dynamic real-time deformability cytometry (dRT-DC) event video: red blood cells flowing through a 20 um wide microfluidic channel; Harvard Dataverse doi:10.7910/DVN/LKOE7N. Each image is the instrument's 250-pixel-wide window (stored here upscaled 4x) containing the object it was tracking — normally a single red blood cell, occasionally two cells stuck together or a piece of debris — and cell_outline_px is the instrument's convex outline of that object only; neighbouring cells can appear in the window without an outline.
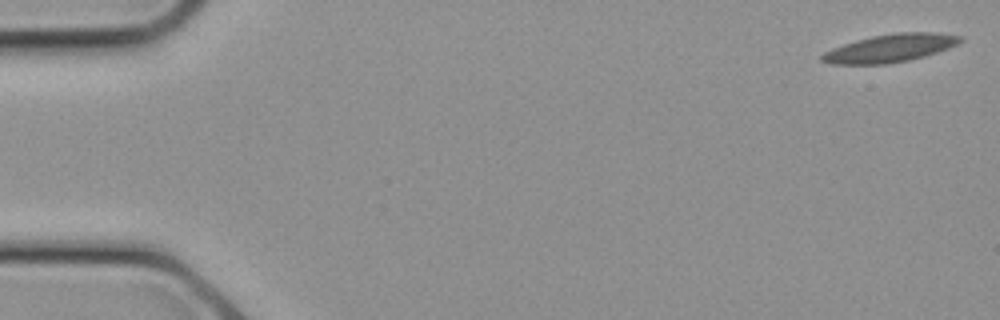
{"species": "common noctule bat (a hibernating species)", "species_latin": "Nyctalus noctula", "temperature_condition": "cold", "stored_images_in_passage": 10, "camera_frame_rate_fps": 3000, "um_per_image_px": 0.085, "animal": {"sex": "female", "body_mass_g": 21.9}, "frame": {"image": 1, "passage_image": 1, "time_ms": 0.0, "image_size_px": [1000, 320], "cell_outline_px": [[964, 40], [948, 48], [924, 56], [908, 60], [888, 64], [828, 64], [820, 60], [820, 56], [824, 52], [832, 48], [856, 40], [872, 36], [892, 32], [932, 32], [964, 36]], "centroid_in_image_um": [75.65, 4.09], "position_along_channel_um": 9.4, "area_um2": 22.6}}
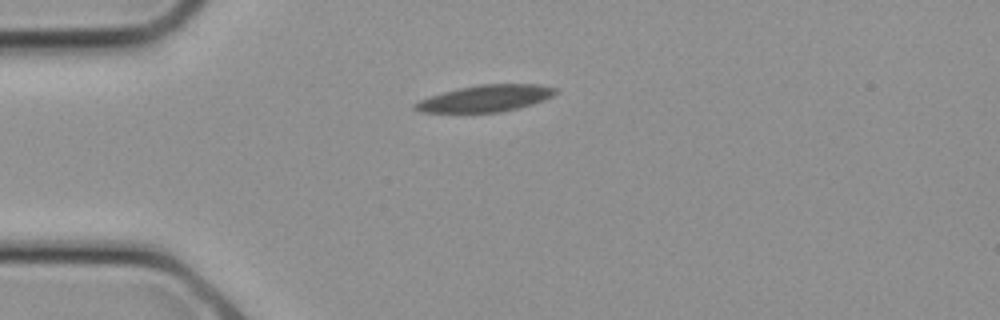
{"frame": {"image": 2, "passage_image": 7, "time_ms": 2.0, "image_size_px": [1000, 320], "cell_outline_px": [[556, 92], [552, 96], [544, 100], [532, 104], [500, 112], [420, 112], [412, 108], [412, 104], [420, 100], [444, 92], [460, 88], [480, 84], [540, 84], [556, 88]], "centroid_in_image_um": [41.27, 8.36], "position_along_channel_um": 43.7, "area_um2": 21.56}}
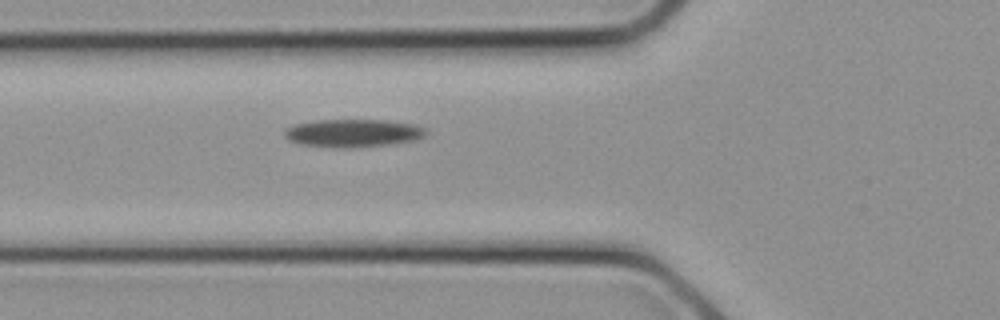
{"frame": {"image": 3, "passage_image": 10, "time_ms": 3.0, "image_size_px": [1000, 320], "cell_outline_px": [[424, 136], [416, 140], [388, 144], [352, 148], [336, 148], [300, 144], [288, 140], [284, 136], [284, 128], [296, 124], [316, 120], [384, 120], [412, 124], [424, 128]], "centroid_in_image_um": [29.94, 11.32], "position_along_channel_um": 95.9, "area_um2": 22.95}}